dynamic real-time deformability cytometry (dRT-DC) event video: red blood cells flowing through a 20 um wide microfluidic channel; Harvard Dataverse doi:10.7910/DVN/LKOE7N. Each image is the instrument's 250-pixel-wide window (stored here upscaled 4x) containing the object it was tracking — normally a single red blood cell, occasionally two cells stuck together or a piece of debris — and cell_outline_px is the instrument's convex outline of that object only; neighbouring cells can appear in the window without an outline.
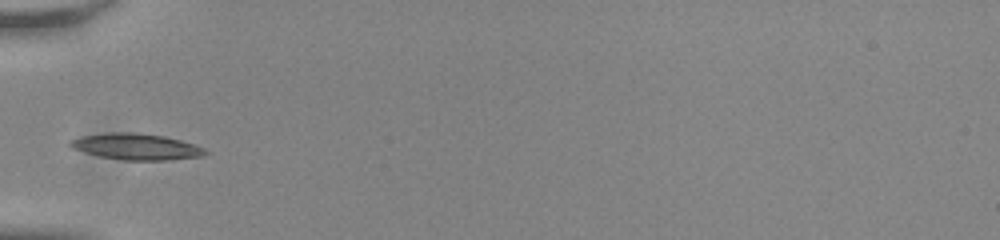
{"species": "common noctule bat (a hibernating species)", "species_latin": "Nyctalus noctula", "temperature_condition": "room temperature", "stored_images_in_passage": 15, "camera_frame_rate_fps": 3000, "um_per_image_px": 0.085, "animal": {"sex": "male", "body_mass_g": 20.0, "forearm_length_mm": 53.3}, "frame": {"image": 1, "passage_image": 1, "time_ms": 0.0, "image_size_px": [1000, 240], "cell_outline_px": [[208, 152], [204, 156], [168, 160], [124, 160], [100, 156], [72, 148], [68, 144], [68, 140], [80, 136], [108, 132], [132, 132], [164, 136], [180, 140], [204, 148]], "centroid_in_image_um": [11.55, 12.46], "position_along_channel_um": 73.4, "area_um2": 20.58}}
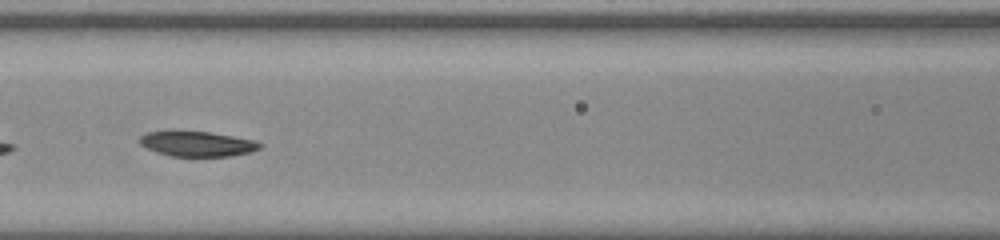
{"frame": {"image": 2, "passage_image": 7, "time_ms": 2.0, "image_size_px": [1000, 240], "cell_outline_px": [[264, 144], [260, 148], [248, 152], [228, 156], [172, 156], [156, 152], [140, 144], [140, 136], [148, 132], [208, 132], [256, 140]], "centroid_in_image_um": [16.8, 12.23], "position_along_channel_um": 149.8, "area_um2": 17.17}}